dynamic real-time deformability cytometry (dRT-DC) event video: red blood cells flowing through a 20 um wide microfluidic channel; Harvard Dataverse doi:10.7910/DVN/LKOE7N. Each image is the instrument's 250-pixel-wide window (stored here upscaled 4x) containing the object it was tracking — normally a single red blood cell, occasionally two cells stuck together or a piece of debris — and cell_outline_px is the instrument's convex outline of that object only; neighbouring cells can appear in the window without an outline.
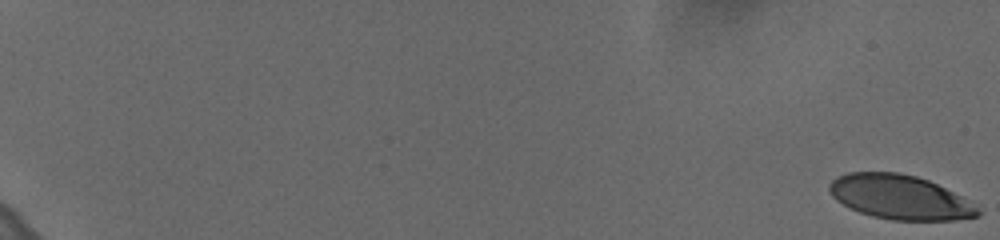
{"species": "human", "species_latin": "Homo sapiens", "temperature_condition": "cold", "stored_images_in_passage": 61, "camera_frame_rate_fps": 3000, "um_per_image_px": 0.085, "donor": {"sex": "female"}, "frame": {"image": 1, "passage_image": 1, "time_ms": 0.0, "image_size_px": [1000, 240], "cell_outline_px": [[984, 212], [980, 216], [956, 220], [892, 220], [872, 216], [860, 212], [836, 200], [832, 196], [828, 188], [828, 184], [836, 176], [848, 172], [900, 172], [916, 176], [928, 180], [960, 196]], "centroid_in_image_um": [76.48, 16.76], "position_along_channel_um": 8.5, "area_um2": 38.26}}
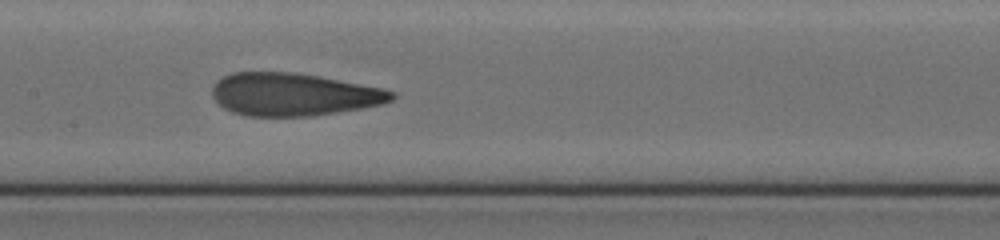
{"frame": {"image": 2, "passage_image": 35, "time_ms": 11.333, "image_size_px": [1000, 240], "cell_outline_px": [[396, 96], [392, 100], [384, 104], [312, 116], [248, 116], [232, 112], [224, 108], [212, 96], [212, 88], [216, 80], [232, 72], [292, 72], [316, 76], [384, 88], [396, 92]], "centroid_in_image_um": [24.95, 8.02], "position_along_channel_um": 182.5, "area_um2": 44.62}}
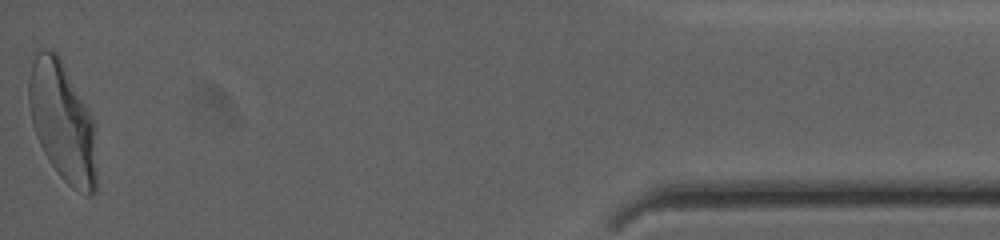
{"frame": {"image": 3, "passage_image": 61, "time_ms": 20.0, "image_size_px": [1000, 240], "cell_outline_px": [[96, 192], [92, 196], [84, 196], [72, 188], [60, 176], [48, 160], [36, 136], [32, 124], [28, 100], [28, 80], [32, 60], [36, 52], [40, 48], [48, 48], [56, 52], [60, 56], [96, 124]], "centroid_in_image_um": [5.32, 10.36], "position_along_channel_um": 429.9, "area_um2": 48.03}, "authors_computed_cell_mechanics": {"area_um2": 44.506, "velocity_mm_per_s": 3.6273, "shape_relaxation_time_tau1_ms": 4.459, "shape_relaxation_time_tau2_ms": 0.8231, "deformation_change_tau1": 0.2009, "deformation_change_tau2": 0.0872}}